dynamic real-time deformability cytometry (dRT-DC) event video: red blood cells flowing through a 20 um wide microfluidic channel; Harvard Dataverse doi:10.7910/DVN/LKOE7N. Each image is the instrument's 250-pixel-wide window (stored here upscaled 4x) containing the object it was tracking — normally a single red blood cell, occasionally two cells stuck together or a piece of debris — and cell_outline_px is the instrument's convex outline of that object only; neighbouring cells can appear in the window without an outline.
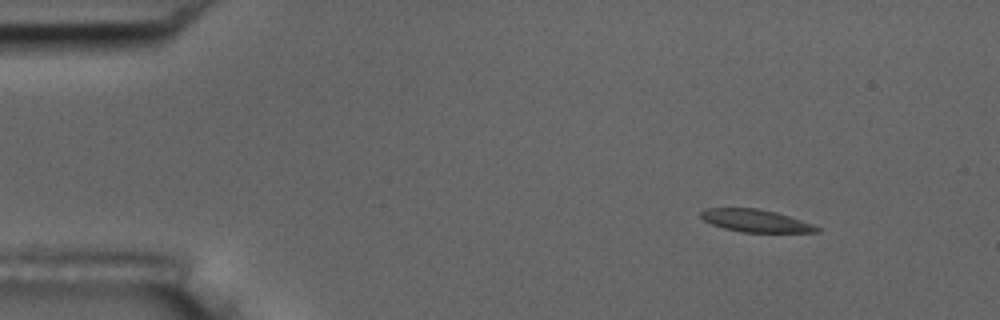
{"species": "common noctule bat (a hibernating species)", "species_latin": "Nyctalus noctula", "temperature_condition": "room temperature", "stored_images_in_passage": 10, "camera_frame_rate_fps": 3000, "um_per_image_px": 0.085, "animal": {"sex": "male", "body_mass_g": 17.5, "forearm_length_mm": 52.3}, "frame": {"image": 1, "passage_image": 1, "time_ms": 0.0, "image_size_px": [1000, 320], "cell_outline_px": [[820, 232], [740, 232], [724, 228], [712, 224], [704, 220], [700, 216], [700, 212], [708, 208], [760, 208], [776, 212], [812, 224], [820, 228]], "centroid_in_image_um": [64.21, 18.76], "position_along_channel_um": 20.8, "area_um2": 15.09}}
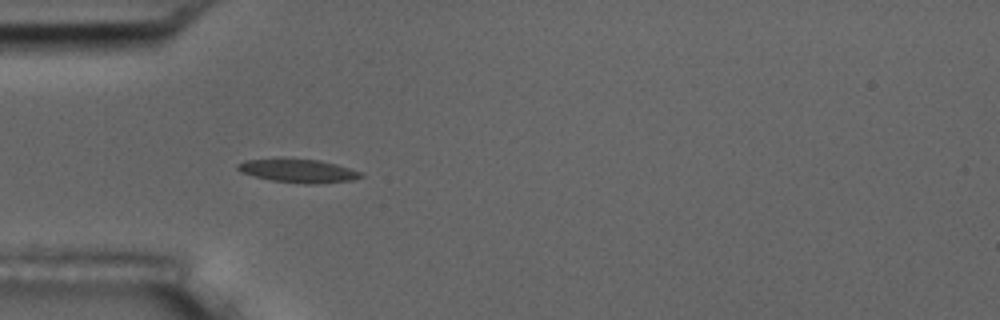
{"frame": {"image": 2, "passage_image": 4, "time_ms": 3.333, "image_size_px": [1000, 320], "cell_outline_px": [[364, 176], [352, 180], [316, 184], [308, 184], [272, 180], [240, 172], [236, 168], [236, 164], [244, 160], [280, 156], [320, 160], [336, 164], [364, 172]], "centroid_in_image_um": [25.32, 14.47], "position_along_channel_um": 59.7, "area_um2": 17.51}}
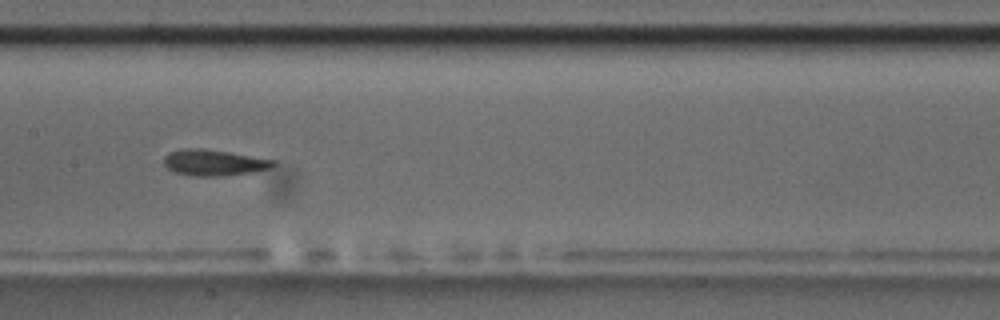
{"frame": {"image": 3, "passage_image": 7, "time_ms": 7.0, "image_size_px": [1000, 320], "cell_outline_px": [[276, 164], [272, 168], [252, 172], [220, 176], [192, 176], [172, 172], [164, 164], [164, 156], [168, 152], [184, 148], [200, 148], [228, 152], [276, 160]], "centroid_in_image_um": [18.16, 13.82], "position_along_channel_um": 189.2, "area_um2": 16.7}}